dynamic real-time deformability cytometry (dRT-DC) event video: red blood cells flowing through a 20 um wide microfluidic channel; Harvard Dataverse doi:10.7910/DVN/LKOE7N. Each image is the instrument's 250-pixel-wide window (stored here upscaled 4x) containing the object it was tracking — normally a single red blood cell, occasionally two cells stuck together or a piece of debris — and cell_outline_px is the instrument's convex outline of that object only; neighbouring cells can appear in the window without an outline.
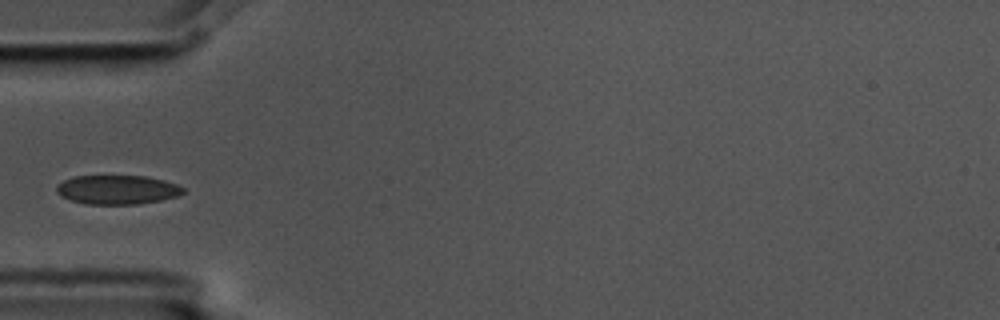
{"species": "common noctule bat (a hibernating species)", "species_latin": "Nyctalus noctula", "temperature_condition": "cold", "stored_images_in_passage": 9, "camera_frame_rate_fps": 3000, "um_per_image_px": 0.085, "animal": {"sex": "male", "body_mass_g": 17.5, "forearm_length_mm": 52.3}, "frame": {"image": 1, "passage_image": 4, "time_ms": 1.0, "image_size_px": [1000, 320], "cell_outline_px": [[184, 192], [176, 196], [160, 200], [140, 204], [84, 204], [60, 196], [56, 192], [56, 188], [64, 180], [72, 176], [144, 176], [164, 180], [176, 184], [184, 188]], "centroid_in_image_um": [9.95, 16.12], "position_along_channel_um": 75.0, "area_um2": 21.39}}